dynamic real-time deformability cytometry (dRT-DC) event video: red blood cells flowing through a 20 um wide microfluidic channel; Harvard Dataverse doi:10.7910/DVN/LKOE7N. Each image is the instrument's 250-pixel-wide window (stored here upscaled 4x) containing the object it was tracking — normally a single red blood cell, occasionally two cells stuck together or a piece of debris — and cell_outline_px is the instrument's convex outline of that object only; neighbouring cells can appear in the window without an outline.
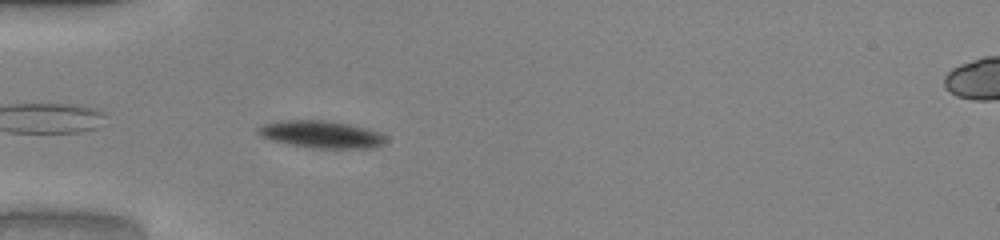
{"species": "common noctule bat (a hibernating species)", "species_latin": "Nyctalus noctula", "temperature_condition": "warm", "stored_images_in_passage": 39, "camera_frame_rate_fps": 3000, "um_per_image_px": 0.085, "animal": {"sex": "male", "body_mass_g": 20.0, "forearm_length_mm": 53.3}, "frame": {"image": 1, "passage_image": 2, "time_ms": 0.333, "image_size_px": [1000, 240], "cell_outline_px": [[384, 140], [380, 144], [372, 148], [308, 148], [288, 144], [272, 140], [256, 132], [256, 128], [264, 124], [284, 120], [324, 120], [348, 124], [364, 128], [376, 132], [384, 136]], "centroid_in_image_um": [27.23, 11.42], "position_along_channel_um": 57.8, "area_um2": 19.88}}
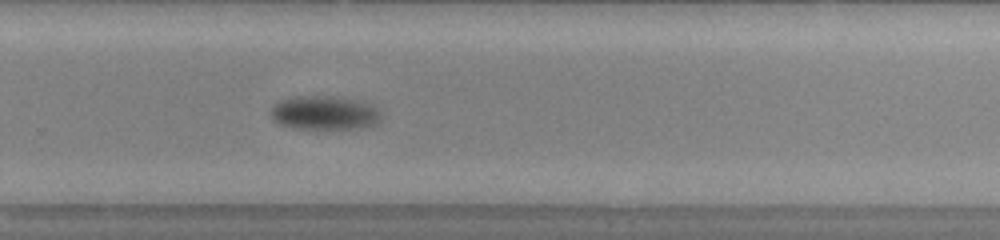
{"frame": {"image": 2, "passage_image": 22, "time_ms": 7.0, "image_size_px": [1000, 240], "cell_outline_px": [[380, 120], [376, 124], [360, 128], [296, 128], [280, 124], [272, 116], [272, 108], [276, 104], [284, 100], [296, 96], [332, 96], [364, 100], [372, 104], [380, 112]], "centroid_in_image_um": [27.67, 9.57], "position_along_channel_um": 302.1, "area_um2": 21.56}}
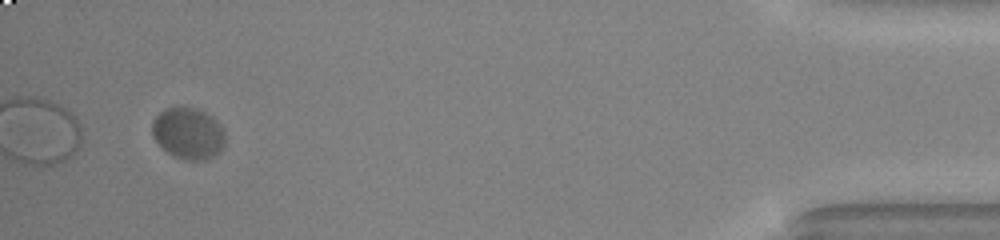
{"frame": {"image": 3, "passage_image": 37, "time_ms": 12.0, "image_size_px": [1000, 240], "cell_outline_px": [[224, 144], [220, 152], [204, 160], [184, 160], [172, 156], [152, 136], [152, 120], [164, 108], [180, 104], [196, 108], [204, 112], [216, 120], [220, 124], [224, 132]], "centroid_in_image_um": [15.98, 11.3], "position_along_channel_um": 419.2, "area_um2": 22.2}, "authors_computed_cell_mechanics": {"area_um2": 21.6172, "velocity_mm_per_s": 3.7923, "shape_relaxation_time_tau1_ms": 2.035, "shape_relaxation_time_tau2_ms": null, "deformation_change_tau1": 0.1022, "deformation_change_tau2": null}}